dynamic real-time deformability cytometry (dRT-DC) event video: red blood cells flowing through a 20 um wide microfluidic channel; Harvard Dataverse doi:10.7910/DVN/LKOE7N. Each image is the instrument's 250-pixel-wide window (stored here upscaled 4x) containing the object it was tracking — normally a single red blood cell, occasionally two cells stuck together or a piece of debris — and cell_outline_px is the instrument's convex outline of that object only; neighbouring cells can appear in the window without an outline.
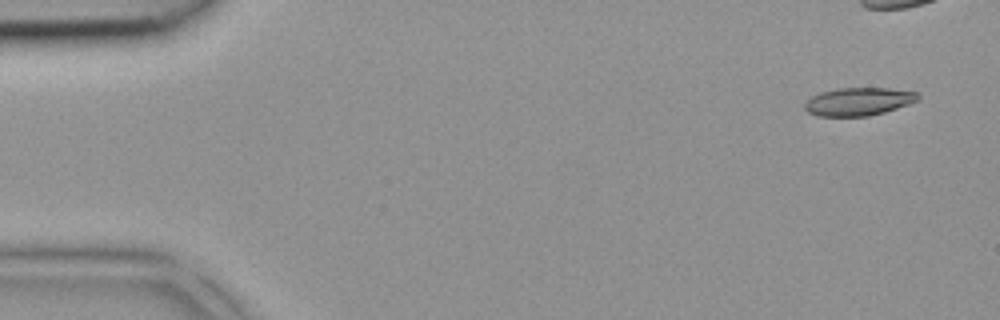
{"species": "common noctule bat (a hibernating species)", "species_latin": "Nyctalus noctula", "temperature_condition": "room temperature", "stored_images_in_passage": 4, "camera_frame_rate_fps": 3000, "um_per_image_px": 0.085, "animal": {"sex": "female", "body_mass_g": 18.4}, "frame": {"image": 1, "passage_image": 1, "time_ms": 0.0, "image_size_px": [1000, 320], "cell_outline_px": [[920, 100], [884, 112], [868, 116], [816, 116], [808, 112], [804, 108], [804, 104], [812, 96], [820, 92], [836, 88], [888, 88], [916, 92], [920, 96]], "centroid_in_image_um": [72.96, 8.63], "position_along_channel_um": 12.0, "area_um2": 18.5}}
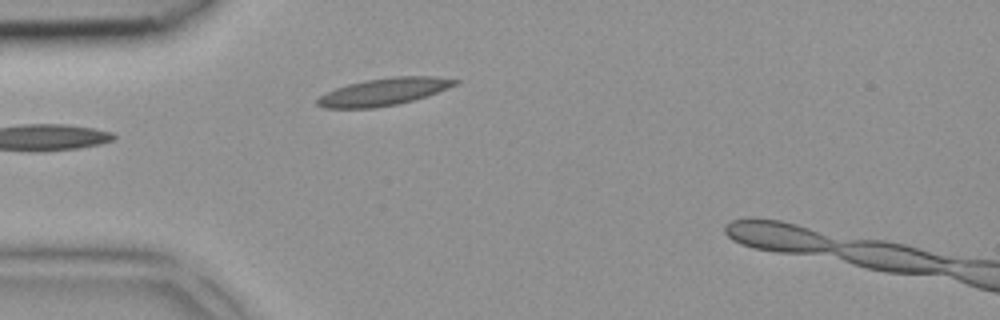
{"frame": {"image": 2, "passage_image": 3, "time_ms": 0.667, "image_size_px": [1000, 320], "cell_outline_px": [[460, 80], [456, 84], [428, 96], [396, 104], [376, 108], [324, 108], [316, 104], [316, 100], [320, 96], [336, 88], [348, 84], [364, 80], [392, 76], [436, 76]], "centroid_in_image_um": [32.62, 7.79], "position_along_channel_um": 52.4, "area_um2": 21.85}}